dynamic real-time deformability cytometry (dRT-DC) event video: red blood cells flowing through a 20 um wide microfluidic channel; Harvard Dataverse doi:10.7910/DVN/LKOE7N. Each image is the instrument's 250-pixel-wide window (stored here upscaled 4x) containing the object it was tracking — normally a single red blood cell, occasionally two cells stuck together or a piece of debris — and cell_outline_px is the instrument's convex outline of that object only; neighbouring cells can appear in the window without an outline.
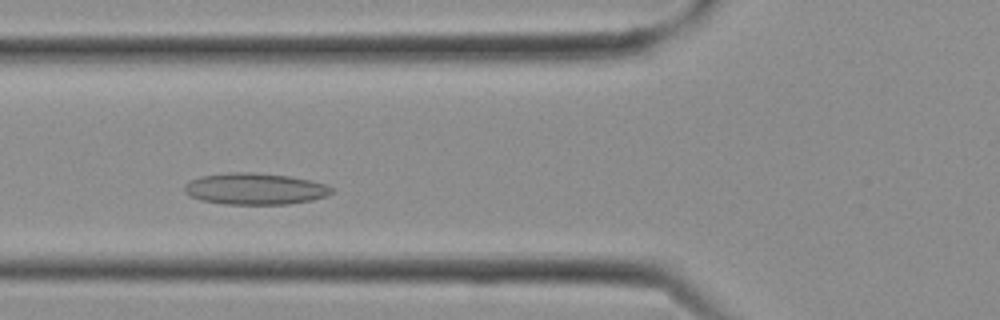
{"species": "Egyptian fruit bat (a non-hibernating species)", "species_latin": "Rousettus aegyptiacus", "temperature_condition": "cold", "stored_images_in_passage": 12, "camera_frame_rate_fps": 3000, "um_per_image_px": 0.085, "frame": {"image": 1, "passage_image": 7, "time_ms": 2.0, "image_size_px": [1000, 320], "cell_outline_px": [[332, 192], [324, 196], [312, 200], [288, 204], [224, 204], [200, 200], [184, 192], [184, 184], [200, 176], [228, 172], [256, 172], [288, 176], [312, 180], [328, 184], [332, 188]], "centroid_in_image_um": [21.67, 16.04], "position_along_channel_um": 104.1, "area_um2": 27.11}}
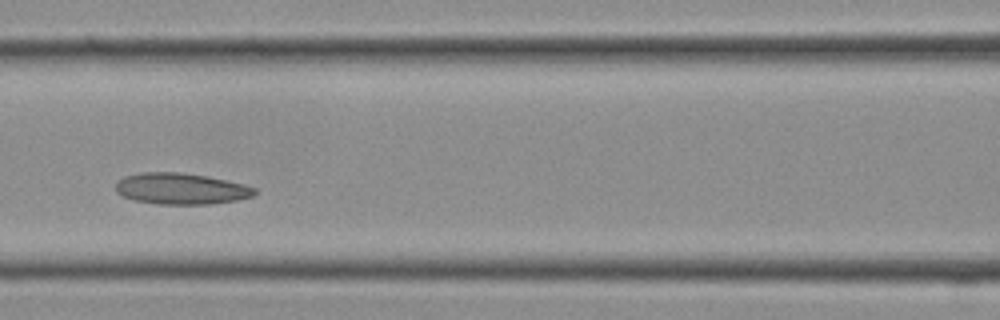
{"frame": {"image": 2, "passage_image": 9, "time_ms": 2.667, "image_size_px": [1000, 320], "cell_outline_px": [[256, 192], [252, 196], [236, 200], [212, 204], [156, 204], [132, 200], [116, 192], [116, 180], [124, 176], [140, 172], [180, 172], [208, 176], [244, 184], [256, 188]], "centroid_in_image_um": [15.35, 16.03], "position_along_channel_um": 151.2, "area_um2": 25.49}}
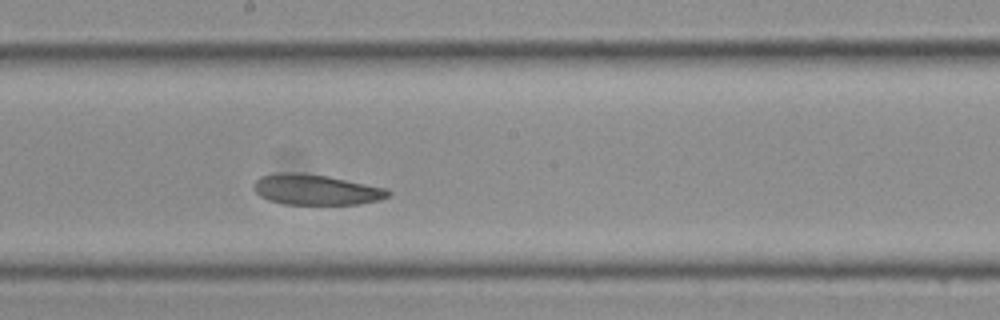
{"frame": {"image": 3, "passage_image": 12, "time_ms": 3.667, "image_size_px": [1000, 320], "cell_outline_px": [[392, 192], [388, 196], [380, 200], [356, 204], [284, 204], [268, 200], [260, 196], [252, 188], [256, 180], [260, 176], [276, 172], [296, 172], [328, 176], [384, 188]], "centroid_in_image_um": [26.8, 16.11], "position_along_channel_um": 221.4, "area_um2": 23.81}}